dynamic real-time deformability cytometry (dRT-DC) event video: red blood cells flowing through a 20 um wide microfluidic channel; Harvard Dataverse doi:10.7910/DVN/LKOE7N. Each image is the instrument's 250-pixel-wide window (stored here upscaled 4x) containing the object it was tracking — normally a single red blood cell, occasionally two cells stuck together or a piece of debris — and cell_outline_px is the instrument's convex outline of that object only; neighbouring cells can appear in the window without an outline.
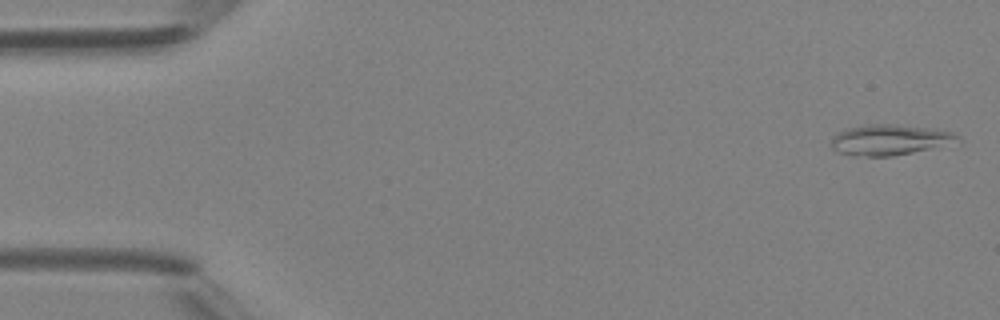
{"species": "Egyptian fruit bat (a non-hibernating species)", "species_latin": "Rousettus aegyptiacus", "temperature_condition": "room temperature", "stored_images_in_passage": 4, "camera_frame_rate_fps": 3000, "um_per_image_px": 0.085, "animal": {"sex": "female"}, "frame": {"image": 1, "passage_image": 1, "time_ms": 0.0, "image_size_px": [1000, 320], "cell_outline_px": [[960, 140], [912, 152], [892, 156], [852, 156], [840, 152], [832, 148], [832, 136], [836, 132], [844, 128], [864, 124], [888, 124], [928, 128], [952, 132], [960, 136]], "centroid_in_image_um": [75.51, 11.87], "position_along_channel_um": 9.5, "area_um2": 22.2}}